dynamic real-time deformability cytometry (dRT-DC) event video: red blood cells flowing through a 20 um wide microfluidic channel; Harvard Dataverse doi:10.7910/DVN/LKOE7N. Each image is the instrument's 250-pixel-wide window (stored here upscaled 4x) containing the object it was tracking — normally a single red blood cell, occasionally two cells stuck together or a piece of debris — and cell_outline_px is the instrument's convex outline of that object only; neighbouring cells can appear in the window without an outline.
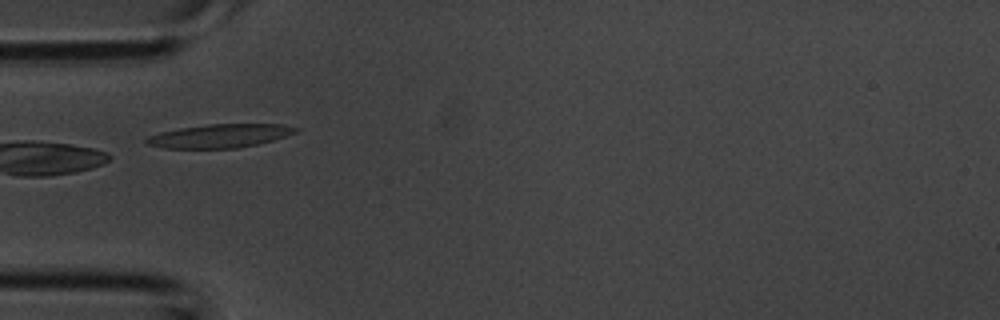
{"species": "common noctule bat (a hibernating species)", "species_latin": "Nyctalus noctula", "temperature_condition": "room temperature", "stored_images_in_passage": 5, "camera_frame_rate_fps": 3000, "um_per_image_px": 0.085, "animal": {"sex": "male", "body_mass_g": 20.1, "forearm_length_mm": 53.5}, "frame": {"image": 1, "passage_image": 4, "time_ms": 1.0, "image_size_px": [1000, 320], "cell_outline_px": [[300, 128], [296, 132], [272, 140], [256, 144], [236, 148], [164, 148], [148, 144], [144, 140], [148, 136], [160, 132], [180, 128], [208, 124], [280, 124]], "centroid_in_image_um": [18.65, 11.54], "position_along_channel_um": 66.3, "area_um2": 20.23}}
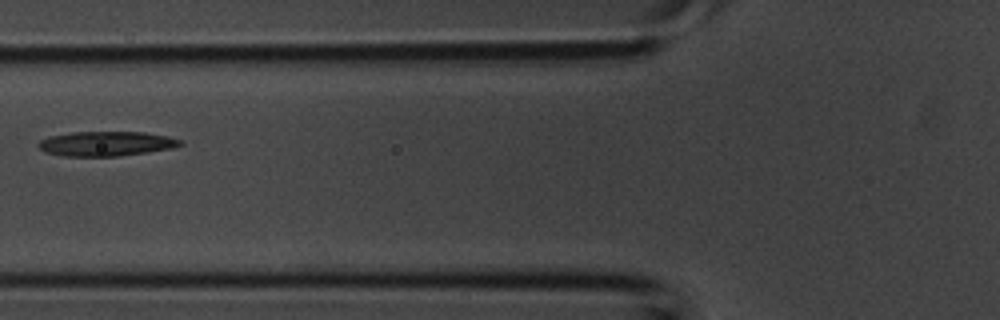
{"frame": {"image": 2, "passage_image": 5, "time_ms": 1.333, "image_size_px": [1000, 320], "cell_outline_px": [[184, 144], [172, 148], [120, 156], [64, 156], [44, 152], [40, 148], [40, 140], [48, 136], [72, 132], [144, 132], [164, 136], [180, 140]], "centroid_in_image_um": [9.0, 12.21], "position_along_channel_um": 116.8, "area_um2": 20.17}}